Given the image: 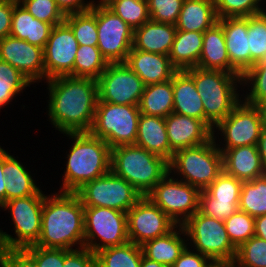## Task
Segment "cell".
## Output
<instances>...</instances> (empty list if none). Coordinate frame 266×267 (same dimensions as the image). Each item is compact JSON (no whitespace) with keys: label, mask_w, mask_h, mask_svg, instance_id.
<instances>
[{"label":"cell","mask_w":266,"mask_h":267,"mask_svg":"<svg viewBox=\"0 0 266 267\" xmlns=\"http://www.w3.org/2000/svg\"><path fill=\"white\" fill-rule=\"evenodd\" d=\"M108 8L133 30L150 19L147 0H116Z\"/></svg>","instance_id":"cell-38"},{"label":"cell","mask_w":266,"mask_h":267,"mask_svg":"<svg viewBox=\"0 0 266 267\" xmlns=\"http://www.w3.org/2000/svg\"><path fill=\"white\" fill-rule=\"evenodd\" d=\"M45 194L6 201L1 208L10 210L16 237L0 230V249H24L35 245L40 238L42 209Z\"/></svg>","instance_id":"cell-8"},{"label":"cell","mask_w":266,"mask_h":267,"mask_svg":"<svg viewBox=\"0 0 266 267\" xmlns=\"http://www.w3.org/2000/svg\"><path fill=\"white\" fill-rule=\"evenodd\" d=\"M47 83V109L52 125L61 133L89 132L99 99L97 80L60 76Z\"/></svg>","instance_id":"cell-1"},{"label":"cell","mask_w":266,"mask_h":267,"mask_svg":"<svg viewBox=\"0 0 266 267\" xmlns=\"http://www.w3.org/2000/svg\"><path fill=\"white\" fill-rule=\"evenodd\" d=\"M209 267H235L233 262H216L213 261Z\"/></svg>","instance_id":"cell-59"},{"label":"cell","mask_w":266,"mask_h":267,"mask_svg":"<svg viewBox=\"0 0 266 267\" xmlns=\"http://www.w3.org/2000/svg\"><path fill=\"white\" fill-rule=\"evenodd\" d=\"M238 210L254 218L266 214V174L251 181H243Z\"/></svg>","instance_id":"cell-34"},{"label":"cell","mask_w":266,"mask_h":267,"mask_svg":"<svg viewBox=\"0 0 266 267\" xmlns=\"http://www.w3.org/2000/svg\"><path fill=\"white\" fill-rule=\"evenodd\" d=\"M63 267H97L96 255L88 248H75L64 257Z\"/></svg>","instance_id":"cell-50"},{"label":"cell","mask_w":266,"mask_h":267,"mask_svg":"<svg viewBox=\"0 0 266 267\" xmlns=\"http://www.w3.org/2000/svg\"><path fill=\"white\" fill-rule=\"evenodd\" d=\"M223 155V171L241 181L265 175L257 145L219 149Z\"/></svg>","instance_id":"cell-22"},{"label":"cell","mask_w":266,"mask_h":267,"mask_svg":"<svg viewBox=\"0 0 266 267\" xmlns=\"http://www.w3.org/2000/svg\"><path fill=\"white\" fill-rule=\"evenodd\" d=\"M233 263L235 267H266V240L252 236L237 248Z\"/></svg>","instance_id":"cell-40"},{"label":"cell","mask_w":266,"mask_h":267,"mask_svg":"<svg viewBox=\"0 0 266 267\" xmlns=\"http://www.w3.org/2000/svg\"><path fill=\"white\" fill-rule=\"evenodd\" d=\"M108 64L97 46L79 45L72 76L98 80Z\"/></svg>","instance_id":"cell-35"},{"label":"cell","mask_w":266,"mask_h":267,"mask_svg":"<svg viewBox=\"0 0 266 267\" xmlns=\"http://www.w3.org/2000/svg\"><path fill=\"white\" fill-rule=\"evenodd\" d=\"M110 170L147 196L169 173V161L135 144L111 149Z\"/></svg>","instance_id":"cell-5"},{"label":"cell","mask_w":266,"mask_h":267,"mask_svg":"<svg viewBox=\"0 0 266 267\" xmlns=\"http://www.w3.org/2000/svg\"><path fill=\"white\" fill-rule=\"evenodd\" d=\"M6 181L3 173V148L0 146V207L6 202Z\"/></svg>","instance_id":"cell-56"},{"label":"cell","mask_w":266,"mask_h":267,"mask_svg":"<svg viewBox=\"0 0 266 267\" xmlns=\"http://www.w3.org/2000/svg\"><path fill=\"white\" fill-rule=\"evenodd\" d=\"M194 80L204 107V123L214 132L221 120L241 101L237 83L241 76L222 70L192 67L185 70ZM240 98V99H239Z\"/></svg>","instance_id":"cell-4"},{"label":"cell","mask_w":266,"mask_h":267,"mask_svg":"<svg viewBox=\"0 0 266 267\" xmlns=\"http://www.w3.org/2000/svg\"><path fill=\"white\" fill-rule=\"evenodd\" d=\"M239 202H223L213 198L206 190L200 191L199 212L224 222L238 210Z\"/></svg>","instance_id":"cell-45"},{"label":"cell","mask_w":266,"mask_h":267,"mask_svg":"<svg viewBox=\"0 0 266 267\" xmlns=\"http://www.w3.org/2000/svg\"><path fill=\"white\" fill-rule=\"evenodd\" d=\"M126 213L128 239L137 245L164 236L178 225L148 196H142Z\"/></svg>","instance_id":"cell-15"},{"label":"cell","mask_w":266,"mask_h":267,"mask_svg":"<svg viewBox=\"0 0 266 267\" xmlns=\"http://www.w3.org/2000/svg\"><path fill=\"white\" fill-rule=\"evenodd\" d=\"M212 262L208 256L193 250L191 252L186 246L171 267H209Z\"/></svg>","instance_id":"cell-51"},{"label":"cell","mask_w":266,"mask_h":267,"mask_svg":"<svg viewBox=\"0 0 266 267\" xmlns=\"http://www.w3.org/2000/svg\"><path fill=\"white\" fill-rule=\"evenodd\" d=\"M21 5L35 18L50 23L52 26L65 21V15L55 0H24Z\"/></svg>","instance_id":"cell-46"},{"label":"cell","mask_w":266,"mask_h":267,"mask_svg":"<svg viewBox=\"0 0 266 267\" xmlns=\"http://www.w3.org/2000/svg\"><path fill=\"white\" fill-rule=\"evenodd\" d=\"M218 21L214 0H184L177 30L205 32Z\"/></svg>","instance_id":"cell-28"},{"label":"cell","mask_w":266,"mask_h":267,"mask_svg":"<svg viewBox=\"0 0 266 267\" xmlns=\"http://www.w3.org/2000/svg\"><path fill=\"white\" fill-rule=\"evenodd\" d=\"M7 1L15 3V4H21L24 0H7Z\"/></svg>","instance_id":"cell-61"},{"label":"cell","mask_w":266,"mask_h":267,"mask_svg":"<svg viewBox=\"0 0 266 267\" xmlns=\"http://www.w3.org/2000/svg\"><path fill=\"white\" fill-rule=\"evenodd\" d=\"M140 114L138 105L112 104L98 99L89 133L103 139L111 149L135 144Z\"/></svg>","instance_id":"cell-7"},{"label":"cell","mask_w":266,"mask_h":267,"mask_svg":"<svg viewBox=\"0 0 266 267\" xmlns=\"http://www.w3.org/2000/svg\"><path fill=\"white\" fill-rule=\"evenodd\" d=\"M224 223L229 239L236 248L254 236L255 218L246 212L237 210Z\"/></svg>","instance_id":"cell-41"},{"label":"cell","mask_w":266,"mask_h":267,"mask_svg":"<svg viewBox=\"0 0 266 267\" xmlns=\"http://www.w3.org/2000/svg\"><path fill=\"white\" fill-rule=\"evenodd\" d=\"M138 107L141 114L163 118L173 113L172 79L145 86Z\"/></svg>","instance_id":"cell-32"},{"label":"cell","mask_w":266,"mask_h":267,"mask_svg":"<svg viewBox=\"0 0 266 267\" xmlns=\"http://www.w3.org/2000/svg\"><path fill=\"white\" fill-rule=\"evenodd\" d=\"M102 102L139 105L145 84L125 62L109 63L97 80Z\"/></svg>","instance_id":"cell-14"},{"label":"cell","mask_w":266,"mask_h":267,"mask_svg":"<svg viewBox=\"0 0 266 267\" xmlns=\"http://www.w3.org/2000/svg\"><path fill=\"white\" fill-rule=\"evenodd\" d=\"M215 11L219 18L247 17L262 13L261 0H214Z\"/></svg>","instance_id":"cell-43"},{"label":"cell","mask_w":266,"mask_h":267,"mask_svg":"<svg viewBox=\"0 0 266 267\" xmlns=\"http://www.w3.org/2000/svg\"><path fill=\"white\" fill-rule=\"evenodd\" d=\"M59 9L63 14L69 15L78 12H85L92 8V1L88 4L84 3V0H55Z\"/></svg>","instance_id":"cell-53"},{"label":"cell","mask_w":266,"mask_h":267,"mask_svg":"<svg viewBox=\"0 0 266 267\" xmlns=\"http://www.w3.org/2000/svg\"><path fill=\"white\" fill-rule=\"evenodd\" d=\"M45 196L42 209L41 233L35 246L74 250L84 248V206L72 192Z\"/></svg>","instance_id":"cell-2"},{"label":"cell","mask_w":266,"mask_h":267,"mask_svg":"<svg viewBox=\"0 0 266 267\" xmlns=\"http://www.w3.org/2000/svg\"><path fill=\"white\" fill-rule=\"evenodd\" d=\"M75 193L83 206L107 207L122 212H127L142 197L131 184L111 170L86 182Z\"/></svg>","instance_id":"cell-11"},{"label":"cell","mask_w":266,"mask_h":267,"mask_svg":"<svg viewBox=\"0 0 266 267\" xmlns=\"http://www.w3.org/2000/svg\"><path fill=\"white\" fill-rule=\"evenodd\" d=\"M74 142L67 155L66 171L61 192L75 193L86 182L102 177L110 171L111 148L89 132L63 133Z\"/></svg>","instance_id":"cell-3"},{"label":"cell","mask_w":266,"mask_h":267,"mask_svg":"<svg viewBox=\"0 0 266 267\" xmlns=\"http://www.w3.org/2000/svg\"><path fill=\"white\" fill-rule=\"evenodd\" d=\"M0 60L12 65L31 82L45 79L43 48L37 45L8 35L0 41Z\"/></svg>","instance_id":"cell-18"},{"label":"cell","mask_w":266,"mask_h":267,"mask_svg":"<svg viewBox=\"0 0 266 267\" xmlns=\"http://www.w3.org/2000/svg\"><path fill=\"white\" fill-rule=\"evenodd\" d=\"M114 1H116V0H101V1H99V3L97 5H96V3H94V1H92V4H93V6L108 7Z\"/></svg>","instance_id":"cell-60"},{"label":"cell","mask_w":266,"mask_h":267,"mask_svg":"<svg viewBox=\"0 0 266 267\" xmlns=\"http://www.w3.org/2000/svg\"><path fill=\"white\" fill-rule=\"evenodd\" d=\"M254 236L266 240V214L255 218Z\"/></svg>","instance_id":"cell-55"},{"label":"cell","mask_w":266,"mask_h":267,"mask_svg":"<svg viewBox=\"0 0 266 267\" xmlns=\"http://www.w3.org/2000/svg\"><path fill=\"white\" fill-rule=\"evenodd\" d=\"M125 64L141 78L145 86L168 81L177 71L168 55L144 52L133 47Z\"/></svg>","instance_id":"cell-21"},{"label":"cell","mask_w":266,"mask_h":267,"mask_svg":"<svg viewBox=\"0 0 266 267\" xmlns=\"http://www.w3.org/2000/svg\"><path fill=\"white\" fill-rule=\"evenodd\" d=\"M214 136L202 145L175 151L169 161V172L173 170L182 177L180 180L205 190L223 171V155Z\"/></svg>","instance_id":"cell-6"},{"label":"cell","mask_w":266,"mask_h":267,"mask_svg":"<svg viewBox=\"0 0 266 267\" xmlns=\"http://www.w3.org/2000/svg\"><path fill=\"white\" fill-rule=\"evenodd\" d=\"M260 62H266V54L263 56Z\"/></svg>","instance_id":"cell-62"},{"label":"cell","mask_w":266,"mask_h":267,"mask_svg":"<svg viewBox=\"0 0 266 267\" xmlns=\"http://www.w3.org/2000/svg\"><path fill=\"white\" fill-rule=\"evenodd\" d=\"M243 181L224 171L205 190L218 201L239 202Z\"/></svg>","instance_id":"cell-44"},{"label":"cell","mask_w":266,"mask_h":267,"mask_svg":"<svg viewBox=\"0 0 266 267\" xmlns=\"http://www.w3.org/2000/svg\"><path fill=\"white\" fill-rule=\"evenodd\" d=\"M0 267H38L24 249H0Z\"/></svg>","instance_id":"cell-49"},{"label":"cell","mask_w":266,"mask_h":267,"mask_svg":"<svg viewBox=\"0 0 266 267\" xmlns=\"http://www.w3.org/2000/svg\"><path fill=\"white\" fill-rule=\"evenodd\" d=\"M203 36V32L176 31L168 56L177 70L197 67L203 47Z\"/></svg>","instance_id":"cell-31"},{"label":"cell","mask_w":266,"mask_h":267,"mask_svg":"<svg viewBox=\"0 0 266 267\" xmlns=\"http://www.w3.org/2000/svg\"><path fill=\"white\" fill-rule=\"evenodd\" d=\"M95 255L97 267H140L143 253L140 245L128 241L102 249Z\"/></svg>","instance_id":"cell-33"},{"label":"cell","mask_w":266,"mask_h":267,"mask_svg":"<svg viewBox=\"0 0 266 267\" xmlns=\"http://www.w3.org/2000/svg\"><path fill=\"white\" fill-rule=\"evenodd\" d=\"M184 0H147L150 19L176 24Z\"/></svg>","instance_id":"cell-47"},{"label":"cell","mask_w":266,"mask_h":267,"mask_svg":"<svg viewBox=\"0 0 266 267\" xmlns=\"http://www.w3.org/2000/svg\"><path fill=\"white\" fill-rule=\"evenodd\" d=\"M181 225L197 252L216 262L234 261L237 248L231 243L224 222L197 211Z\"/></svg>","instance_id":"cell-9"},{"label":"cell","mask_w":266,"mask_h":267,"mask_svg":"<svg viewBox=\"0 0 266 267\" xmlns=\"http://www.w3.org/2000/svg\"><path fill=\"white\" fill-rule=\"evenodd\" d=\"M176 31L174 24L149 19L134 30L132 47L144 52L169 55Z\"/></svg>","instance_id":"cell-23"},{"label":"cell","mask_w":266,"mask_h":267,"mask_svg":"<svg viewBox=\"0 0 266 267\" xmlns=\"http://www.w3.org/2000/svg\"><path fill=\"white\" fill-rule=\"evenodd\" d=\"M197 67L230 73V59L224 31L218 22L204 32L203 47Z\"/></svg>","instance_id":"cell-29"},{"label":"cell","mask_w":266,"mask_h":267,"mask_svg":"<svg viewBox=\"0 0 266 267\" xmlns=\"http://www.w3.org/2000/svg\"><path fill=\"white\" fill-rule=\"evenodd\" d=\"M24 250L36 261L38 267H63L64 257L71 251L31 245Z\"/></svg>","instance_id":"cell-48"},{"label":"cell","mask_w":266,"mask_h":267,"mask_svg":"<svg viewBox=\"0 0 266 267\" xmlns=\"http://www.w3.org/2000/svg\"><path fill=\"white\" fill-rule=\"evenodd\" d=\"M170 174L160 180L147 196L176 224L181 225L199 211L200 190L178 181V178L175 180Z\"/></svg>","instance_id":"cell-12"},{"label":"cell","mask_w":266,"mask_h":267,"mask_svg":"<svg viewBox=\"0 0 266 267\" xmlns=\"http://www.w3.org/2000/svg\"><path fill=\"white\" fill-rule=\"evenodd\" d=\"M78 47L74 33L65 21L53 26L43 48L45 79L72 76Z\"/></svg>","instance_id":"cell-17"},{"label":"cell","mask_w":266,"mask_h":267,"mask_svg":"<svg viewBox=\"0 0 266 267\" xmlns=\"http://www.w3.org/2000/svg\"><path fill=\"white\" fill-rule=\"evenodd\" d=\"M140 267H168V266L158 263L156 261L149 260L148 258L142 255Z\"/></svg>","instance_id":"cell-58"},{"label":"cell","mask_w":266,"mask_h":267,"mask_svg":"<svg viewBox=\"0 0 266 267\" xmlns=\"http://www.w3.org/2000/svg\"><path fill=\"white\" fill-rule=\"evenodd\" d=\"M16 4L0 0V41L10 35L13 9Z\"/></svg>","instance_id":"cell-52"},{"label":"cell","mask_w":266,"mask_h":267,"mask_svg":"<svg viewBox=\"0 0 266 267\" xmlns=\"http://www.w3.org/2000/svg\"><path fill=\"white\" fill-rule=\"evenodd\" d=\"M251 67L266 54V12L247 16Z\"/></svg>","instance_id":"cell-39"},{"label":"cell","mask_w":266,"mask_h":267,"mask_svg":"<svg viewBox=\"0 0 266 267\" xmlns=\"http://www.w3.org/2000/svg\"><path fill=\"white\" fill-rule=\"evenodd\" d=\"M258 152L260 153L261 164L266 174V128L263 127L258 140Z\"/></svg>","instance_id":"cell-54"},{"label":"cell","mask_w":266,"mask_h":267,"mask_svg":"<svg viewBox=\"0 0 266 267\" xmlns=\"http://www.w3.org/2000/svg\"><path fill=\"white\" fill-rule=\"evenodd\" d=\"M250 84L251 90L243 100L247 104L255 105L266 99V62L254 64L241 76V85ZM248 83V84H247Z\"/></svg>","instance_id":"cell-42"},{"label":"cell","mask_w":266,"mask_h":267,"mask_svg":"<svg viewBox=\"0 0 266 267\" xmlns=\"http://www.w3.org/2000/svg\"><path fill=\"white\" fill-rule=\"evenodd\" d=\"M32 82L7 62L0 60V109Z\"/></svg>","instance_id":"cell-36"},{"label":"cell","mask_w":266,"mask_h":267,"mask_svg":"<svg viewBox=\"0 0 266 267\" xmlns=\"http://www.w3.org/2000/svg\"><path fill=\"white\" fill-rule=\"evenodd\" d=\"M96 238L100 239L101 244L97 243ZM128 241L126 212L84 206V248L96 253Z\"/></svg>","instance_id":"cell-10"},{"label":"cell","mask_w":266,"mask_h":267,"mask_svg":"<svg viewBox=\"0 0 266 267\" xmlns=\"http://www.w3.org/2000/svg\"><path fill=\"white\" fill-rule=\"evenodd\" d=\"M135 145L170 161L174 152L170 149L165 118L140 114Z\"/></svg>","instance_id":"cell-24"},{"label":"cell","mask_w":266,"mask_h":267,"mask_svg":"<svg viewBox=\"0 0 266 267\" xmlns=\"http://www.w3.org/2000/svg\"><path fill=\"white\" fill-rule=\"evenodd\" d=\"M215 128L223 133L225 141L224 148L218 145V149H231L257 145L263 125L258 109L242 100Z\"/></svg>","instance_id":"cell-16"},{"label":"cell","mask_w":266,"mask_h":267,"mask_svg":"<svg viewBox=\"0 0 266 267\" xmlns=\"http://www.w3.org/2000/svg\"><path fill=\"white\" fill-rule=\"evenodd\" d=\"M254 106L259 111L263 127L266 128V99L256 103Z\"/></svg>","instance_id":"cell-57"},{"label":"cell","mask_w":266,"mask_h":267,"mask_svg":"<svg viewBox=\"0 0 266 267\" xmlns=\"http://www.w3.org/2000/svg\"><path fill=\"white\" fill-rule=\"evenodd\" d=\"M224 31L230 73L242 76L251 68L247 17H225L217 21Z\"/></svg>","instance_id":"cell-19"},{"label":"cell","mask_w":266,"mask_h":267,"mask_svg":"<svg viewBox=\"0 0 266 267\" xmlns=\"http://www.w3.org/2000/svg\"><path fill=\"white\" fill-rule=\"evenodd\" d=\"M79 45H98L96 15L91 11L78 12L65 16Z\"/></svg>","instance_id":"cell-37"},{"label":"cell","mask_w":266,"mask_h":267,"mask_svg":"<svg viewBox=\"0 0 266 267\" xmlns=\"http://www.w3.org/2000/svg\"><path fill=\"white\" fill-rule=\"evenodd\" d=\"M182 234L185 236L182 225H177L166 235L144 242L140 245L143 256L149 260L171 267L179 258L185 247L188 246L185 237L182 239L180 236Z\"/></svg>","instance_id":"cell-26"},{"label":"cell","mask_w":266,"mask_h":267,"mask_svg":"<svg viewBox=\"0 0 266 267\" xmlns=\"http://www.w3.org/2000/svg\"><path fill=\"white\" fill-rule=\"evenodd\" d=\"M165 125L173 152L202 145L213 137V131L202 120L179 113L169 114L165 118Z\"/></svg>","instance_id":"cell-20"},{"label":"cell","mask_w":266,"mask_h":267,"mask_svg":"<svg viewBox=\"0 0 266 267\" xmlns=\"http://www.w3.org/2000/svg\"><path fill=\"white\" fill-rule=\"evenodd\" d=\"M53 26L38 20L21 4L13 9L10 35L44 48Z\"/></svg>","instance_id":"cell-27"},{"label":"cell","mask_w":266,"mask_h":267,"mask_svg":"<svg viewBox=\"0 0 266 267\" xmlns=\"http://www.w3.org/2000/svg\"><path fill=\"white\" fill-rule=\"evenodd\" d=\"M3 173L6 181V201L32 196L41 189L36 186L28 169L23 166L13 155L3 149Z\"/></svg>","instance_id":"cell-30"},{"label":"cell","mask_w":266,"mask_h":267,"mask_svg":"<svg viewBox=\"0 0 266 267\" xmlns=\"http://www.w3.org/2000/svg\"><path fill=\"white\" fill-rule=\"evenodd\" d=\"M96 15L98 45L108 63L125 62L132 49L134 30L108 7L92 6Z\"/></svg>","instance_id":"cell-13"},{"label":"cell","mask_w":266,"mask_h":267,"mask_svg":"<svg viewBox=\"0 0 266 267\" xmlns=\"http://www.w3.org/2000/svg\"><path fill=\"white\" fill-rule=\"evenodd\" d=\"M173 112L204 122V107L193 78L185 70L172 76Z\"/></svg>","instance_id":"cell-25"}]
</instances>
